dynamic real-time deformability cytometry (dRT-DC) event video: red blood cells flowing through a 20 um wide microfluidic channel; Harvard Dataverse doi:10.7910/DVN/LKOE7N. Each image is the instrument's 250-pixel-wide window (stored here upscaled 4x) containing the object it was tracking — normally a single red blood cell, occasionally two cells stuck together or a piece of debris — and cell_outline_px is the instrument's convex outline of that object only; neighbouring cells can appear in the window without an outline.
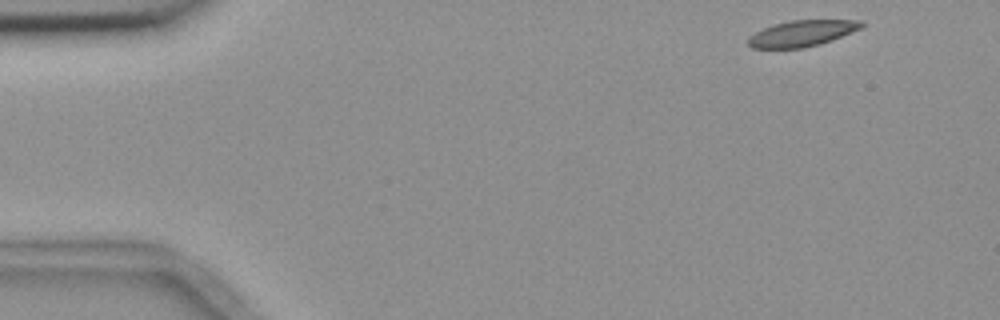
{"species": "common noctule bat (a hibernating species)", "species_latin": "Nyctalus noctula", "temperature_condition": "room temperature", "stored_images_in_passage": 4, "camera_frame_rate_fps": 3000, "um_per_image_px": 0.085, "animal": {"sex": "female", "body_mass_g": 18.4}, "frame": {"image": 1, "passage_image": 1, "time_ms": 0.0, "image_size_px": [1000, 320], "cell_outline_px": [[864, 24], [860, 28], [832, 40], [820, 44], [804, 48], [752, 48], [748, 44], [748, 40], [756, 32], [772, 24], [788, 20], [864, 20]], "centroid_in_image_um": [68.18, 2.83], "position_along_channel_um": 16.8, "area_um2": 17.11}}